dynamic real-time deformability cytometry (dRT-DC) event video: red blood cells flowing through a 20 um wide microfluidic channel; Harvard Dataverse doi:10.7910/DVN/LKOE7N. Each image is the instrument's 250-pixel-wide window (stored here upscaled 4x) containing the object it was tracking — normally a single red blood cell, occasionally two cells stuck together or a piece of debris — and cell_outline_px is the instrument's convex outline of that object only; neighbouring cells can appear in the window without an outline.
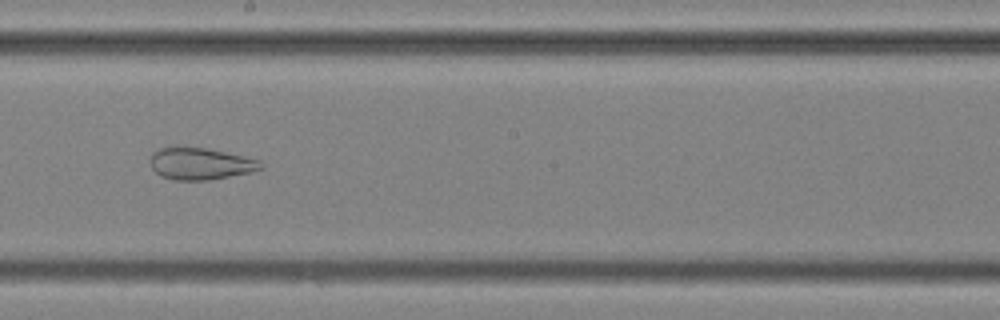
{"species": "common noctule bat (a hibernating species)", "species_latin": "Nyctalus noctula", "temperature_condition": "cold", "stored_images_in_passage": 57, "camera_frame_rate_fps": 3000, "um_per_image_px": 0.085, "animal": {"sex": "female", "body_mass_g": 25.1}, "frame": {"image": 1, "passage_image": 33, "time_ms": 10.667, "image_size_px": [1000, 320], "cell_outline_px": [[264, 168], [252, 172], [208, 180], [176, 180], [160, 176], [152, 168], [152, 152], [160, 148], [208, 148], [244, 156], [260, 160], [264, 164]], "centroid_in_image_um": [17.1, 13.93], "position_along_channel_um": 231.1, "area_um2": 20.35}}